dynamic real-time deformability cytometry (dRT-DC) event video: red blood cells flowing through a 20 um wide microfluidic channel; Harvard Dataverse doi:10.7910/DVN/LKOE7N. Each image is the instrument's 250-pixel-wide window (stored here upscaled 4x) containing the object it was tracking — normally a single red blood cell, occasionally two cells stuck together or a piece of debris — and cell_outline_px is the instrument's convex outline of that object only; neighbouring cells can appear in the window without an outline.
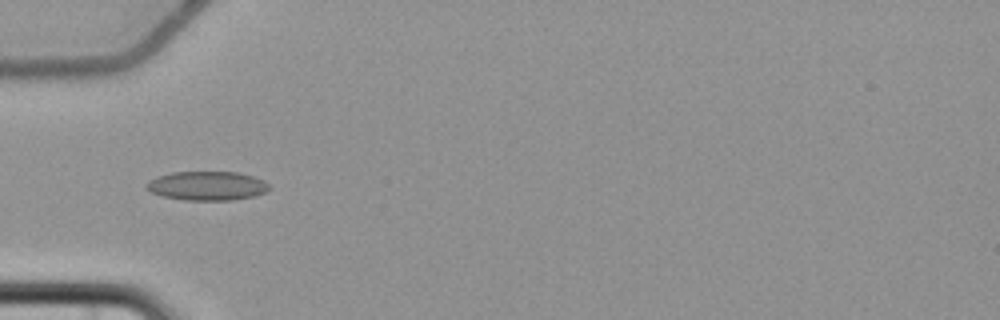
{"species": "common noctule bat (a hibernating species)", "species_latin": "Nyctalus noctula", "temperature_condition": "cold", "stored_images_in_passage": 8, "camera_frame_rate_fps": 3000, "um_per_image_px": 0.085, "animal": {"sex": "female", "body_mass_g": 22.7, "forearm_length_mm": 54.2}, "frame": {"image": 1, "passage_image": 5, "time_ms": 6.0, "image_size_px": [1000, 320], "cell_outline_px": [[272, 188], [268, 192], [256, 196], [232, 200], [184, 200], [164, 196], [152, 192], [148, 188], [148, 180], [156, 176], [172, 172], [236, 172], [252, 176], [264, 180]], "centroid_in_image_um": [17.67, 15.79], "position_along_channel_um": 67.3, "area_um2": 20.81}}
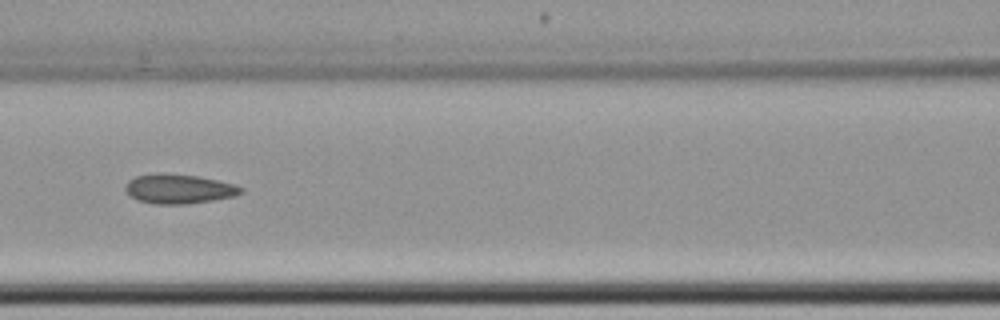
{"frame": {"image": 2, "passage_image": 7, "time_ms": 8.333, "image_size_px": [1000, 320], "cell_outline_px": [[244, 192], [236, 196], [188, 204], [152, 204], [140, 200], [132, 196], [124, 188], [128, 180], [136, 176], [156, 172], [160, 172], [200, 176], [236, 184], [244, 188]], "centroid_in_image_um": [15.25, 16.04], "position_along_channel_um": 151.4, "area_um2": 20.11}}
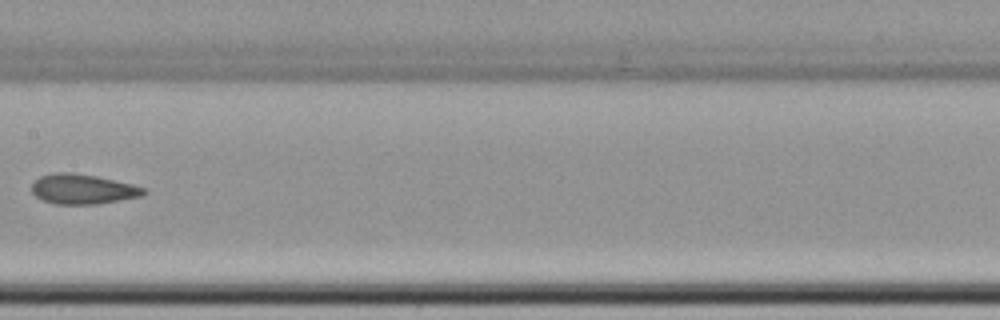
{"frame": {"image": 3, "passage_image": 8, "time_ms": 9.667, "image_size_px": [1000, 320], "cell_outline_px": [[148, 192], [140, 196], [96, 204], [56, 204], [44, 200], [36, 196], [32, 192], [32, 184], [40, 176], [52, 172], [72, 172], [96, 176], [132, 184], [144, 188]], "centroid_in_image_um": [7.01, 16.06], "position_along_channel_um": 200.4, "area_um2": 19.36}}